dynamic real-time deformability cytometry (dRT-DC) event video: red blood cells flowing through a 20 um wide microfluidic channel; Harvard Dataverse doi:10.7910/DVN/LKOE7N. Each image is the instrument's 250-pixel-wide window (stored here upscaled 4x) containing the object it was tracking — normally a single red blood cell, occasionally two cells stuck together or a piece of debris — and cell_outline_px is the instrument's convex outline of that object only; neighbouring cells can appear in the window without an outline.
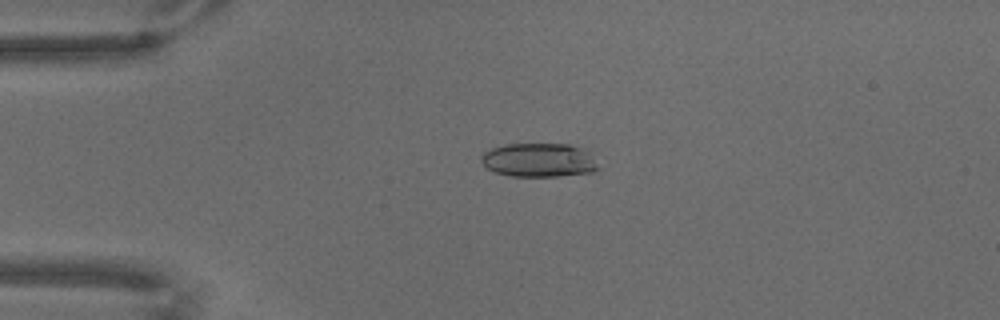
{"species": "common noctule bat (a hibernating species)", "species_latin": "Nyctalus noctula", "temperature_condition": "warm", "stored_images_in_passage": 71, "camera_frame_rate_fps": 3000, "um_per_image_px": 0.085, "animal": {"sex": "male", "body_mass_g": 18.8}, "frame": {"image": 1, "passage_image": 17, "time_ms": 5.333, "image_size_px": [1000, 320], "cell_outline_px": [[600, 168], [592, 172], [556, 176], [512, 176], [496, 172], [488, 168], [480, 160], [480, 156], [484, 152], [492, 148], [504, 144], [568, 144], [596, 152]], "centroid_in_image_um": [45.91, 13.59], "position_along_channel_um": 39.1, "area_um2": 23.52}}
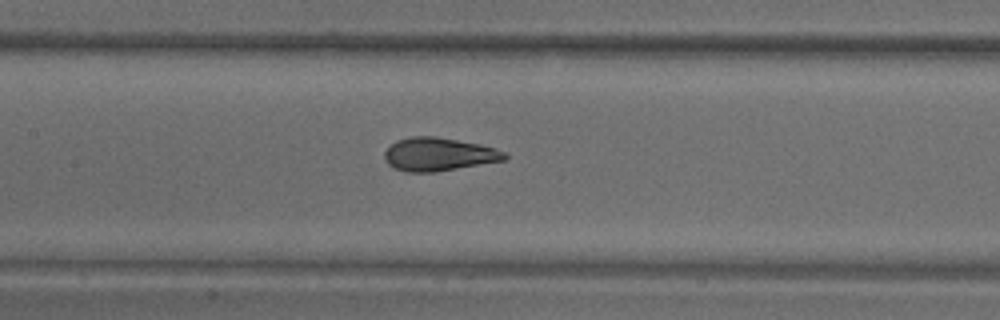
{"frame": {"image": 2, "passage_image": 34, "time_ms": 11.0, "image_size_px": [1000, 320], "cell_outline_px": [[508, 156], [504, 160], [436, 172], [408, 172], [396, 168], [388, 164], [384, 160], [384, 152], [396, 140], [412, 136], [436, 136], [480, 144], [496, 148], [504, 152]], "centroid_in_image_um": [37.28, 13.11], "position_along_channel_um": 170.1, "area_um2": 23.24}}
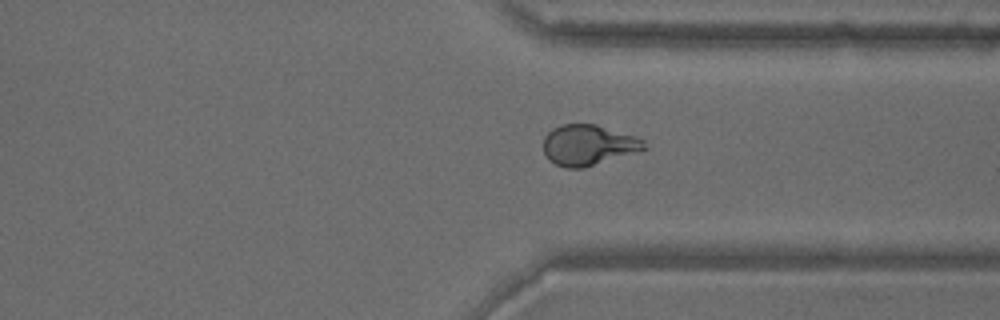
{"frame": {"image": 3, "passage_image": 54, "time_ms": 17.667, "image_size_px": [1000, 320], "cell_outline_px": [[648, 148], [584, 168], [568, 168], [556, 164], [548, 160], [544, 152], [544, 136], [552, 128], [564, 124], [596, 124], [636, 136], [644, 140]], "centroid_in_image_um": [50.0, 12.32], "position_along_channel_um": 361.4, "area_um2": 23.81}}